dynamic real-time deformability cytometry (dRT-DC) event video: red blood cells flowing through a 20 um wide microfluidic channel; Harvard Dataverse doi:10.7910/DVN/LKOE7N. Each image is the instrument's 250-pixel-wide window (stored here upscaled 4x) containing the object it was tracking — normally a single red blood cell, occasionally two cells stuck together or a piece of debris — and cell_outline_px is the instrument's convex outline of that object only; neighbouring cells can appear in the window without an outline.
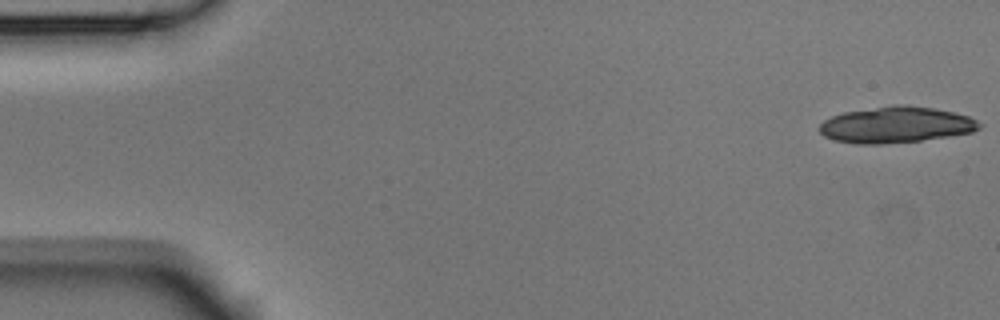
{"species": "Egyptian fruit bat (a non-hibernating species)", "species_latin": "Rousettus aegyptiacus", "temperature_condition": "room temperature", "stored_images_in_passage": 6, "camera_frame_rate_fps": 3000, "um_per_image_px": 0.085, "animal": {"sex": "male"}, "frame": {"image": 1, "passage_image": 1, "time_ms": 0.0, "image_size_px": [1000, 320], "cell_outline_px": [[984, 124], [980, 128], [972, 132], [948, 136], [920, 140], [880, 144], [856, 144], [836, 140], [824, 136], [820, 132], [820, 124], [824, 120], [832, 116], [844, 112], [892, 104], [908, 104], [932, 108], [952, 112], [968, 116]], "centroid_in_image_um": [76.16, 10.59], "position_along_channel_um": 8.8, "area_um2": 33.64}}
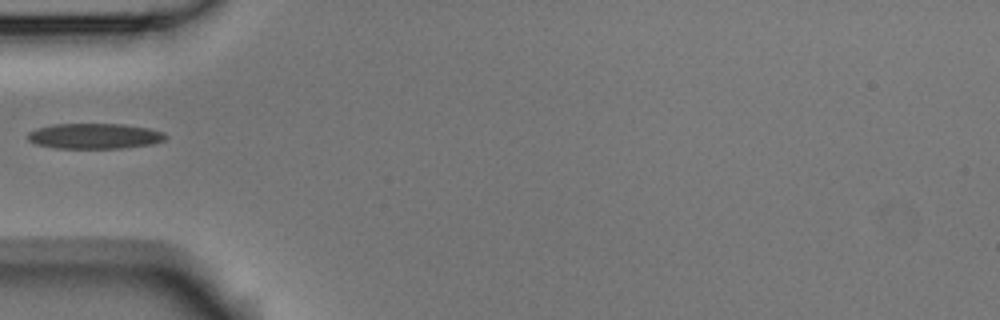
{"frame": {"image": 2, "passage_image": 6, "time_ms": 1.667, "image_size_px": [1000, 320], "cell_outline_px": [[168, 136], [164, 140], [152, 144], [124, 148], [56, 148], [36, 144], [28, 140], [28, 132], [52, 124], [124, 124], [148, 128], [164, 132]], "centroid_in_image_um": [8.07, 11.57], "position_along_channel_um": 76.9, "area_um2": 20.4}}